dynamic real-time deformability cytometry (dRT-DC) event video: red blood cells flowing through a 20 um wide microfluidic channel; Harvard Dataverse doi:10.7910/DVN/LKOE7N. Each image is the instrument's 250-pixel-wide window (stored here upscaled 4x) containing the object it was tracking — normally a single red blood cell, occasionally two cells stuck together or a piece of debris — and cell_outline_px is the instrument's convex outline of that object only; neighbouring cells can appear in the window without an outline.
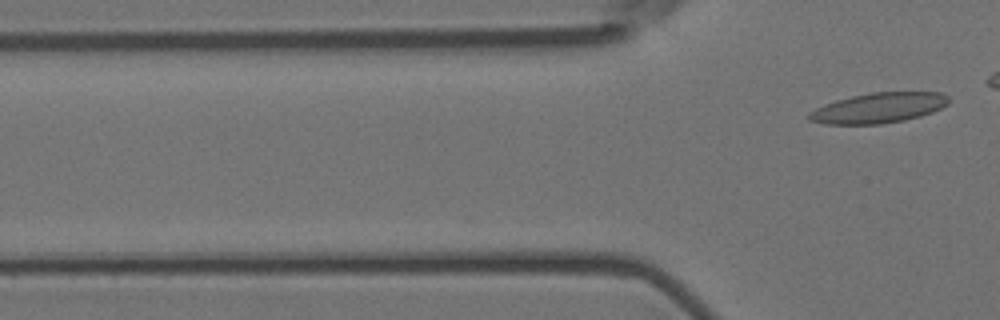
{"species": "Egyptian fruit bat (a non-hibernating species)", "species_latin": "Rousettus aegyptiacus", "temperature_condition": "room temperature", "stored_images_in_passage": 3, "camera_frame_rate_fps": 3000, "um_per_image_px": 0.085, "animal": {"sex": "female"}, "frame": {"image": 1, "passage_image": 3, "time_ms": 0.667, "image_size_px": [1000, 320], "cell_outline_px": [[948, 104], [932, 112], [920, 116], [904, 120], [880, 124], [824, 124], [808, 120], [808, 112], [824, 104], [836, 100], [852, 96], [872, 92], [940, 92], [948, 96]], "centroid_in_image_um": [74.65, 9.17], "position_along_channel_um": 51.1, "area_um2": 24.57}}